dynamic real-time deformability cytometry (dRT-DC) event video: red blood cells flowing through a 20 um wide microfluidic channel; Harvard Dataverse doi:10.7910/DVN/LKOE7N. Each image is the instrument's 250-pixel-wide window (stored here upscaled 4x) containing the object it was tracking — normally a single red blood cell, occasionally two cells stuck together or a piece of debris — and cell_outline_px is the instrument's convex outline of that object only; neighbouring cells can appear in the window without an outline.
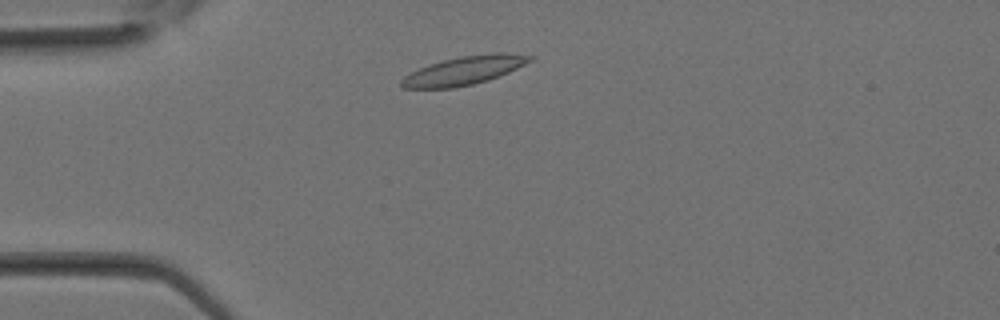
{"species": "Egyptian fruit bat (a non-hibernating species)", "species_latin": "Rousettus aegyptiacus", "temperature_condition": "room temperature", "stored_images_in_passage": 26, "camera_frame_rate_fps": 3000, "um_per_image_px": 0.085, "animal": {"sex": "female"}, "frame": {"image": 1, "passage_image": 1, "time_ms": 0.0, "image_size_px": [1000, 320], "cell_outline_px": [[536, 56], [532, 60], [508, 72], [488, 80], [472, 84], [452, 88], [404, 88], [400, 84], [400, 80], [404, 76], [428, 64], [460, 56], [496, 52], [504, 52]], "centroid_in_image_um": [39.45, 5.98], "position_along_channel_um": 45.5, "area_um2": 21.21}}
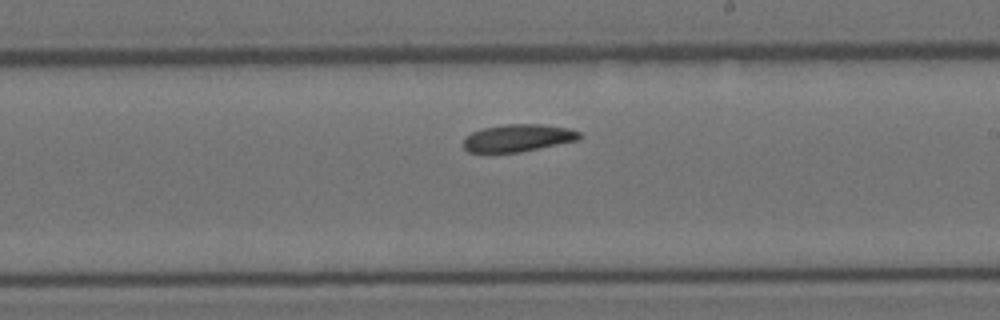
{"frame": {"image": 2, "passage_image": 12, "time_ms": 3.667, "image_size_px": [1000, 320], "cell_outline_px": [[580, 140], [520, 152], [468, 152], [464, 148], [464, 140], [472, 132], [484, 128], [504, 124], [540, 124], [568, 128], [580, 132]], "centroid_in_image_um": [44.06, 11.72], "position_along_channel_um": 244.9, "area_um2": 18.38}}
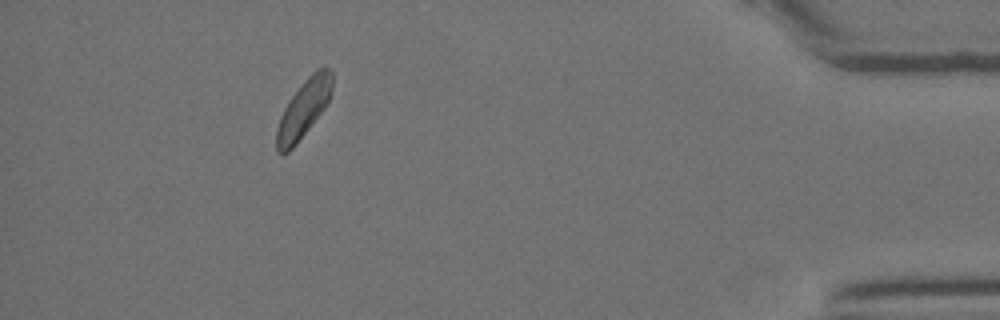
{"frame": {"image": 3, "passage_image": 23, "time_ms": 7.333, "image_size_px": [1000, 320], "cell_outline_px": [[332, 92], [324, 108], [296, 144], [284, 156], [280, 156], [276, 152], [276, 128], [280, 116], [288, 100], [304, 80], [316, 68], [324, 64], [332, 72]], "centroid_in_image_um": [25.78, 9.25], "position_along_channel_um": 409.4, "area_um2": 18.9}}